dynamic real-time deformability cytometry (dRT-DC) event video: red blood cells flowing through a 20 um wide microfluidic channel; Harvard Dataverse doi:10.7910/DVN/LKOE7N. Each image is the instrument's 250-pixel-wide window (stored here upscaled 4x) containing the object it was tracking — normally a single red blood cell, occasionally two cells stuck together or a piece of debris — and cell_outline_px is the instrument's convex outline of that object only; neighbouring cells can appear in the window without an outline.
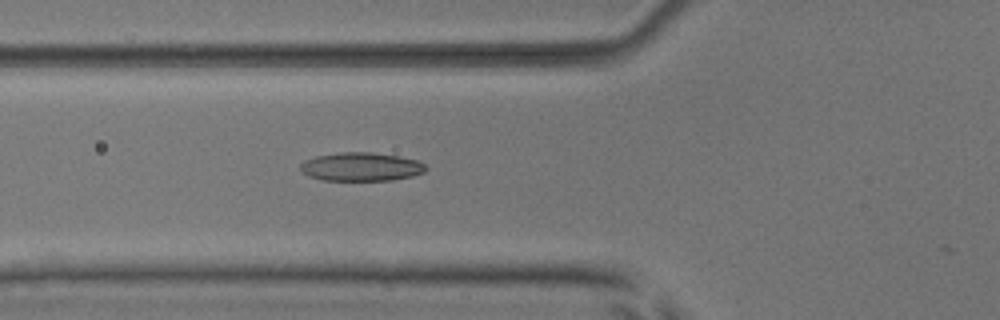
{"species": "common noctule bat (a hibernating species)", "species_latin": "Nyctalus noctula", "temperature_condition": "room temperature", "stored_images_in_passage": 6, "camera_frame_rate_fps": 3000, "um_per_image_px": 0.085, "animal": {"sex": "male", "body_mass_g": 17.9, "forearm_length_mm": 54.2}, "frame": {"image": 1, "passage_image": 6, "time_ms": 1.667, "image_size_px": [1000, 320], "cell_outline_px": [[428, 168], [424, 172], [412, 176], [392, 180], [320, 180], [308, 176], [300, 172], [300, 164], [304, 160], [316, 156], [340, 152], [372, 152], [400, 156], [420, 160]], "centroid_in_image_um": [30.69, 14.17], "position_along_channel_um": 95.1, "area_um2": 21.15}}